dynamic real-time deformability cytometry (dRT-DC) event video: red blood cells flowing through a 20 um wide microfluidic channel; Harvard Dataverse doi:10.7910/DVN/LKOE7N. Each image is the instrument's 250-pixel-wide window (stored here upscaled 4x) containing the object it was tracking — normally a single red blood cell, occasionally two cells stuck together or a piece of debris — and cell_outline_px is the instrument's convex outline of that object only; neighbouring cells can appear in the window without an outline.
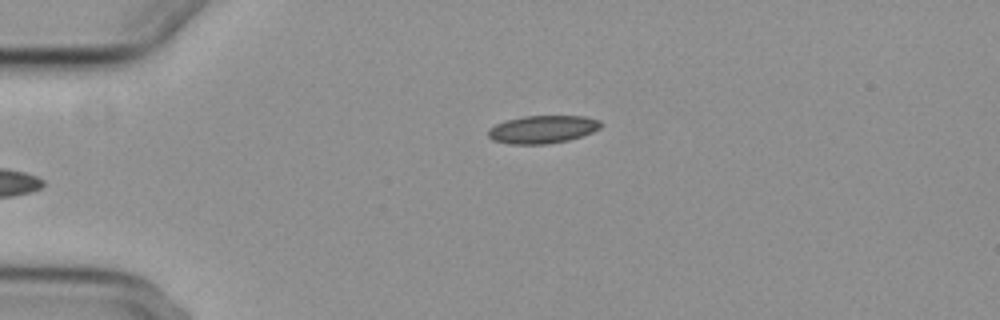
{"species": "common noctule bat (a hibernating species)", "species_latin": "Nyctalus noctula", "temperature_condition": "cold", "stored_images_in_passage": 6, "camera_frame_rate_fps": 3000, "um_per_image_px": 0.085, "animal": {"sex": "female", "body_mass_g": 29.2, "forearm_length_mm": 56.3}, "frame": {"image": 1, "passage_image": 6, "time_ms": 6.0, "image_size_px": [1000, 320], "cell_outline_px": [[604, 124], [600, 128], [592, 132], [568, 140], [548, 144], [512, 144], [492, 140], [488, 136], [488, 128], [504, 120], [524, 116], [584, 116], [600, 120]], "centroid_in_image_um": [46.11, 10.99], "position_along_channel_um": 38.9, "area_um2": 18.38}}